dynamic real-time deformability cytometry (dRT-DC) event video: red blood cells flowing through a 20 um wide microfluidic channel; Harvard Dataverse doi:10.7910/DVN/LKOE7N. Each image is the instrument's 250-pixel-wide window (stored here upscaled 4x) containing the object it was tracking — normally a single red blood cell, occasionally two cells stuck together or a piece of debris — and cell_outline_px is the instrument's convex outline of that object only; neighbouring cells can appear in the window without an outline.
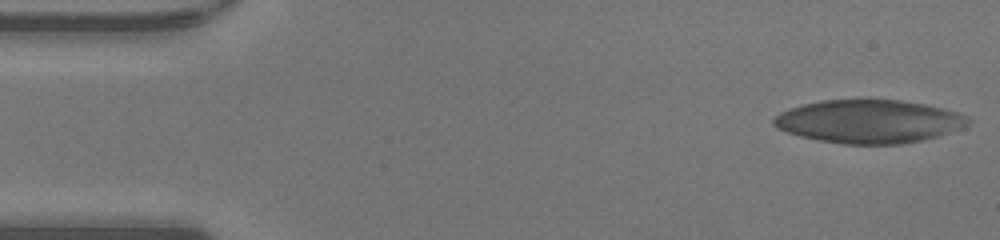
{"species": "human", "species_latin": "Homo sapiens", "temperature_condition": "warm", "stored_images_in_passage": 47, "camera_frame_rate_fps": 3000, "um_per_image_px": 0.085, "donor": {"sex": "male"}, "frame": {"image": 1, "passage_image": 1, "time_ms": 0.0, "image_size_px": [1000, 240], "cell_outline_px": [[972, 120], [968, 124], [936, 136], [920, 140], [900, 144], [844, 144], [820, 140], [788, 132], [772, 124], [772, 120], [780, 112], [804, 104], [824, 100], [900, 100], [924, 104], [956, 112]], "centroid_in_image_um": [73.84, 10.32], "position_along_channel_um": 11.2, "area_um2": 48.03}}
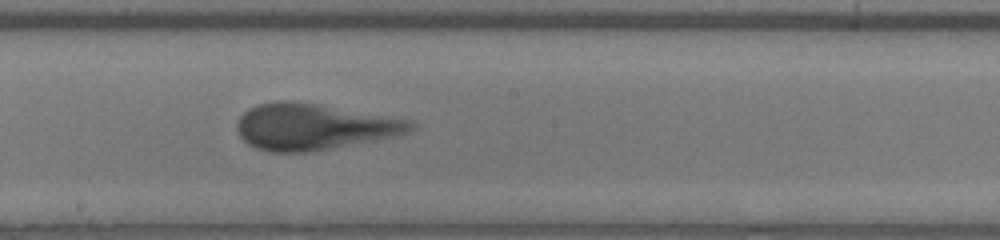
{"frame": {"image": 2, "passage_image": 25, "time_ms": 8.0, "image_size_px": [1000, 240], "cell_outline_px": [[416, 128], [404, 132], [388, 136], [308, 152], [268, 152], [256, 148], [248, 144], [240, 136], [236, 128], [236, 124], [240, 116], [248, 108], [260, 104], [276, 100], [288, 100], [316, 104], [404, 120], [416, 124]], "centroid_in_image_um": [26.49, 10.77], "position_along_channel_um": 221.7, "area_um2": 45.26}}
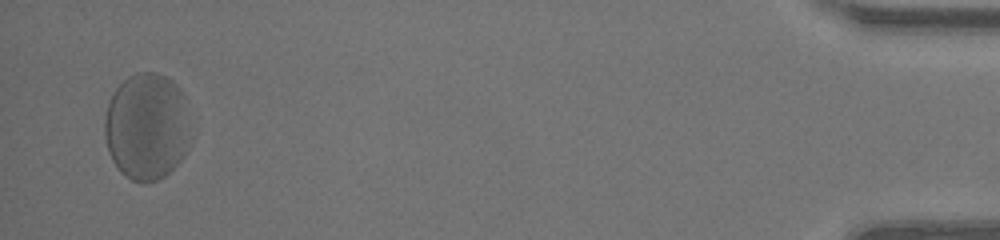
{"frame": {"image": 3, "passage_image": 46, "time_ms": 15.0, "image_size_px": [1000, 240], "cell_outline_px": [[188, 148], [184, 156], [164, 176], [156, 180], [132, 180], [124, 176], [120, 172], [112, 160], [108, 148], [104, 132], [104, 120], [108, 104], [116, 88], [128, 76], [136, 72], [156, 72], [172, 80], [180, 88]], "centroid_in_image_um": [12.4, 10.75], "position_along_channel_um": 422.8, "area_um2": 52.25}, "authors_computed_cell_mechanics": {"area_um2": 46.3556, "velocity_mm_per_s": 4.1888, "shape_relaxation_time_tau1_ms": 3.6902, "shape_relaxation_time_tau2_ms": 0.7612, "deformation_change_tau1": 0.1799, "deformation_change_tau2": 0.0992}}